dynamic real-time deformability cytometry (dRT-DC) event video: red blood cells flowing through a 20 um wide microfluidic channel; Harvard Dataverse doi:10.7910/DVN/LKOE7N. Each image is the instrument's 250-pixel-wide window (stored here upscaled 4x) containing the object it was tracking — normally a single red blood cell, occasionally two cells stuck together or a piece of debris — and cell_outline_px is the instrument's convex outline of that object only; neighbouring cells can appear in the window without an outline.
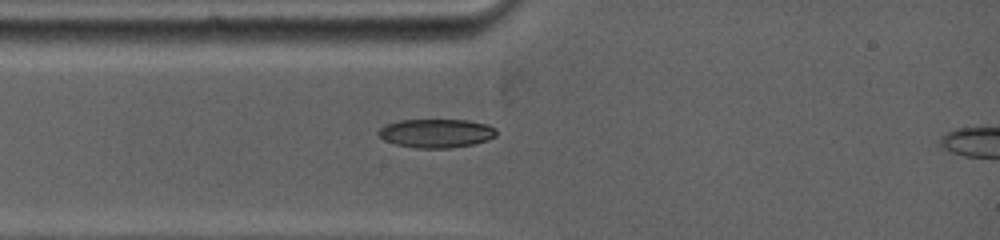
{"species": "common noctule bat (a hibernating species)", "species_latin": "Nyctalus noctula", "temperature_condition": "warm", "stored_images_in_passage": 3, "camera_frame_rate_fps": 5000, "um_per_image_px": 0.085, "animal": {"sex": "female", "body_mass_g": 19.0, "forearm_length_mm": 53.3}, "frame": {"image": 1, "passage_image": 1, "time_ms": 0.0, "image_size_px": [1000, 240], "cell_outline_px": [[496, 136], [472, 144], [440, 148], [424, 148], [396, 144], [380, 136], [380, 128], [384, 124], [400, 120], [468, 120], [484, 124], [496, 128]], "centroid_in_image_um": [37.09, 11.3], "position_along_channel_um": 47.9, "area_um2": 19.13}}